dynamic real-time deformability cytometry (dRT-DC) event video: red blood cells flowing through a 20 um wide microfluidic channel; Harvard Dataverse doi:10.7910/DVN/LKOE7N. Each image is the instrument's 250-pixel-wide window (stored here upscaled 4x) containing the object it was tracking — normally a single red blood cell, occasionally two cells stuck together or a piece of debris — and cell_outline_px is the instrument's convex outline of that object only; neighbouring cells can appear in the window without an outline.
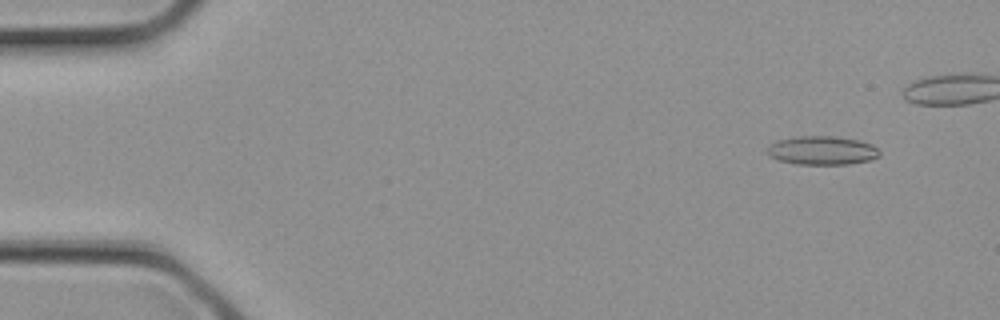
{"species": "common noctule bat (a hibernating species)", "species_latin": "Nyctalus noctula", "temperature_condition": "cold", "stored_images_in_passage": 5, "camera_frame_rate_fps": 3000, "um_per_image_px": 0.085, "animal": {"sex": "female", "body_mass_g": 21.9}, "frame": {"image": 1, "passage_image": 1, "time_ms": 0.0, "image_size_px": [1000, 320], "cell_outline_px": [[880, 156], [872, 160], [848, 164], [796, 164], [780, 160], [768, 156], [768, 144], [776, 140], [796, 136], [832, 136], [860, 140], [872, 144], [880, 152]], "centroid_in_image_um": [69.88, 12.78], "position_along_channel_um": 15.1, "area_um2": 18.96}}
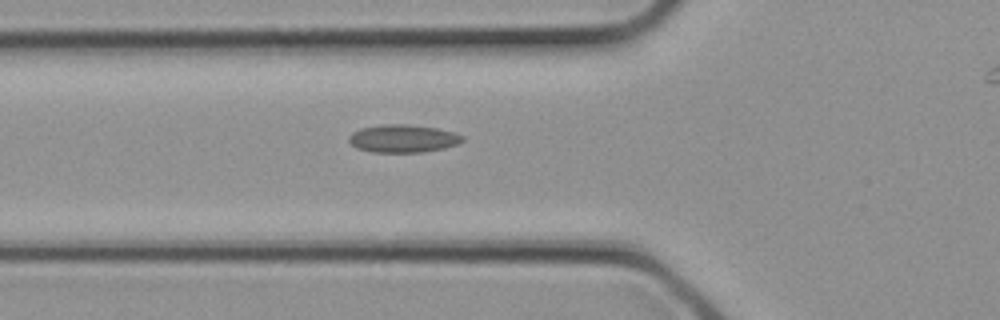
{"frame": {"image": 2, "passage_image": 4, "time_ms": 1.0, "image_size_px": [1000, 320], "cell_outline_px": [[464, 140], [456, 144], [444, 148], [420, 152], [372, 152], [356, 148], [348, 140], [348, 136], [352, 132], [360, 128], [384, 124], [408, 124], [436, 128], [452, 132], [464, 136]], "centroid_in_image_um": [34.22, 11.77], "position_along_channel_um": 91.6, "area_um2": 18.38}}